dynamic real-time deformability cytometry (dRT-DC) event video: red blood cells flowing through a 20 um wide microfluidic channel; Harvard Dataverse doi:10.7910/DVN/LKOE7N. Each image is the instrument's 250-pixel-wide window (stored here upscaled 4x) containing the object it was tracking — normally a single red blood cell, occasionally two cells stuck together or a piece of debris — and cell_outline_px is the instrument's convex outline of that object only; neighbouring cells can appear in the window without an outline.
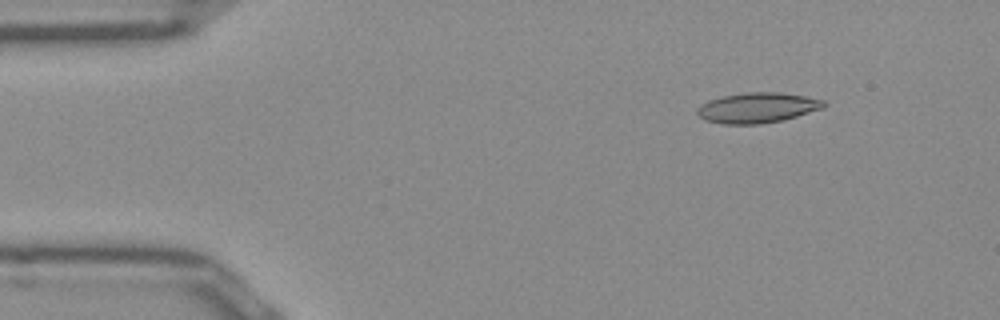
{"species": "Egyptian fruit bat (a non-hibernating species)", "species_latin": "Rousettus aegyptiacus", "temperature_condition": "room temperature", "stored_images_in_passage": 51, "camera_frame_rate_fps": 3000, "um_per_image_px": 0.085, "frame": {"image": 1, "passage_image": 6, "time_ms": 1.667, "image_size_px": [1000, 320], "cell_outline_px": [[828, 104], [820, 108], [784, 120], [760, 124], [724, 124], [704, 120], [696, 112], [696, 108], [700, 104], [708, 100], [724, 96], [744, 92], [776, 92], [804, 96], [824, 100]], "centroid_in_image_um": [64.33, 9.16], "position_along_channel_um": 20.7, "area_um2": 22.25}}
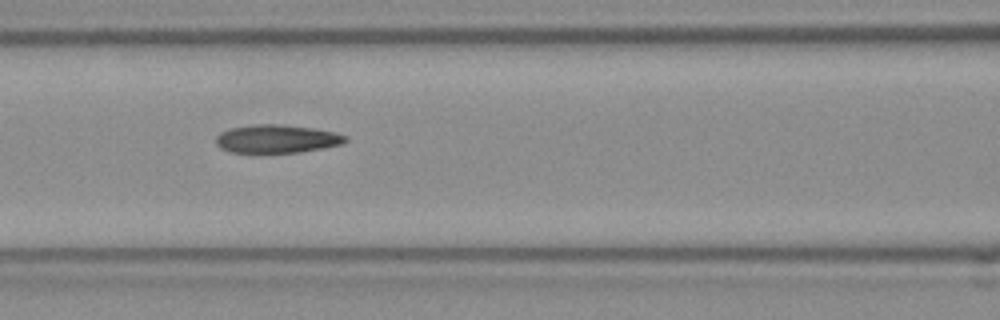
{"frame": {"image": 2, "passage_image": 21, "time_ms": 6.667, "image_size_px": [1000, 320], "cell_outline_px": [[348, 140], [344, 144], [300, 152], [232, 152], [220, 148], [216, 144], [216, 136], [220, 132], [232, 128], [252, 124], [280, 124], [312, 128], [332, 132], [348, 136]], "centroid_in_image_um": [23.53, 11.8], "position_along_channel_um": 143.1, "area_um2": 21.21}}
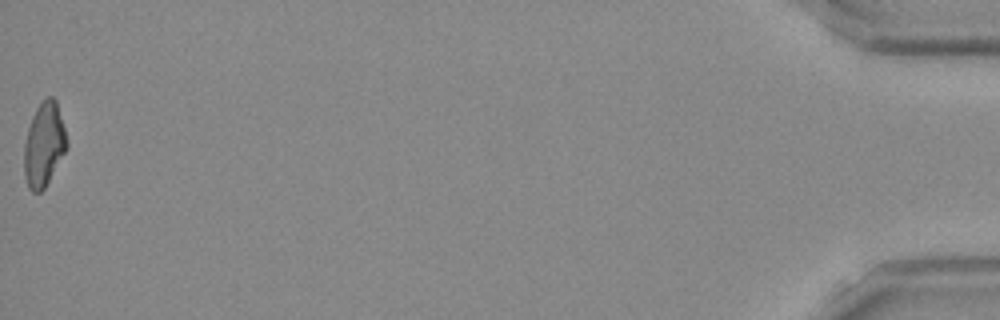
{"frame": {"image": 3, "passage_image": 51, "time_ms": 16.667, "image_size_px": [1000, 320], "cell_outline_px": [[68, 144], [64, 152], [44, 188], [40, 192], [32, 192], [28, 188], [24, 176], [24, 144], [28, 128], [32, 116], [36, 108], [48, 96], [52, 96], [56, 100], [64, 128]], "centroid_in_image_um": [3.71, 12.29], "position_along_channel_um": 431.5, "area_um2": 20.52}, "authors_computed_cell_mechanics": {"area_um2": 21.2704, "velocity_mm_per_s": 3.9351, "shape_relaxation_time_tau1_ms": null, "shape_relaxation_time_tau2_ms": 3.5828, "deformation_change_tau1": null, "deformation_change_tau2": 0.1164}}